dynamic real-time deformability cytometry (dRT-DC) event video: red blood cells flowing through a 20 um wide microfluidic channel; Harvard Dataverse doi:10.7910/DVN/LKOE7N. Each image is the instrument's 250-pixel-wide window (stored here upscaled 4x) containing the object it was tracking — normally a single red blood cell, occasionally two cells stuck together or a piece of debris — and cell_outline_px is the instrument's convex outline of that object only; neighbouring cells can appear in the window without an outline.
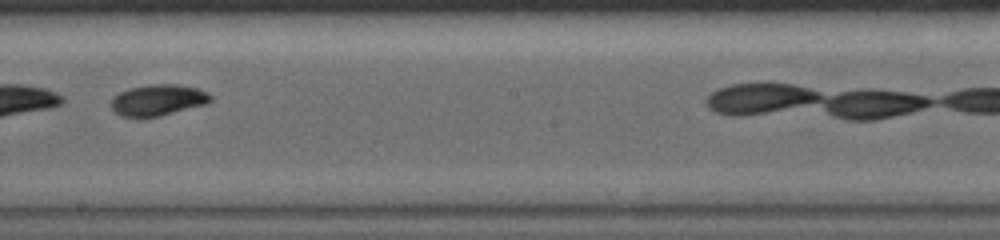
{"species": "common noctule bat (a hibernating species)", "species_latin": "Nyctalus noctula", "temperature_condition": "warm", "stored_images_in_passage": 10, "camera_frame_rate_fps": 5000, "um_per_image_px": 0.085, "animal": {"sex": "female", "body_mass_g": 19.0, "forearm_length_mm": 56.7}, "frame": {"image": 1, "passage_image": 5, "time_ms": 5.0, "image_size_px": [1000, 240], "cell_outline_px": [[212, 100], [208, 104], [160, 116], [120, 116], [108, 104], [112, 96], [128, 88], [148, 84], [176, 84], [196, 88], [208, 92], [212, 96]], "centroid_in_image_um": [13.42, 8.49], "position_along_channel_um": 234.8, "area_um2": 18.26}}